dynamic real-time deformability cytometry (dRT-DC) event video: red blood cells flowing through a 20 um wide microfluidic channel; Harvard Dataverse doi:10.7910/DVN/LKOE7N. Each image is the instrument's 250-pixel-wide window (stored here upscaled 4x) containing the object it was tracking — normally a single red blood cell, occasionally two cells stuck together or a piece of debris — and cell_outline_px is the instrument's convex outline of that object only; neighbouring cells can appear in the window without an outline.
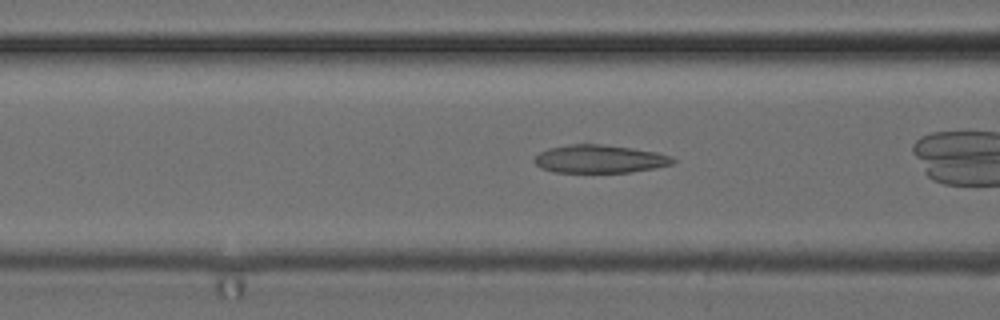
{"species": "common noctule bat (a hibernating species)", "species_latin": "Nyctalus noctula", "temperature_condition": "cold", "stored_images_in_passage": 9, "camera_frame_rate_fps": 3000, "um_per_image_px": 0.085, "animal": {"sex": "female", "body_mass_g": 24.6, "forearm_length_mm": 56.2}, "frame": {"image": 1, "passage_image": 7, "time_ms": 2.0, "image_size_px": [1000, 320], "cell_outline_px": [[676, 160], [672, 164], [656, 168], [628, 172], [552, 172], [540, 168], [532, 160], [540, 152], [548, 148], [568, 144], [600, 144], [632, 148], [656, 152], [672, 156]], "centroid_in_image_um": [50.95, 13.51], "position_along_channel_um": 115.7, "area_um2": 22.72}}